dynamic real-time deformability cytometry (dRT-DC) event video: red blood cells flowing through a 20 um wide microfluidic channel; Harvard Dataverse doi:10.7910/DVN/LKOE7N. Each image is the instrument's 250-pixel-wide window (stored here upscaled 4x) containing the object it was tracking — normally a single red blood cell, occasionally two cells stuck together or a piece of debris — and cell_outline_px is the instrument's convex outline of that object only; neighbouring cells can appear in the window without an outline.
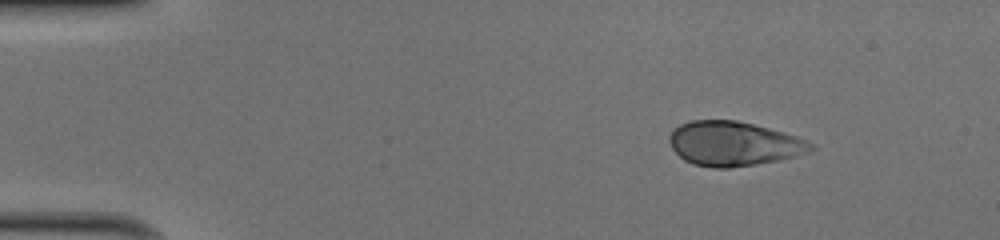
{"species": "human", "species_latin": "Homo sapiens", "temperature_condition": "cold", "stored_images_in_passage": 44, "camera_frame_rate_fps": 3000, "um_per_image_px": 0.085, "donor": {"sex": "male"}, "frame": {"image": 1, "passage_image": 1, "time_ms": 0.0, "image_size_px": [1000, 240], "cell_outline_px": [[816, 148], [808, 152], [776, 160], [756, 164], [728, 168], [712, 168], [692, 164], [684, 160], [672, 148], [668, 140], [668, 136], [672, 128], [680, 124], [692, 120], [736, 120], [784, 132], [796, 136], [812, 144]], "centroid_in_image_um": [62.29, 12.21], "position_along_channel_um": 22.7, "area_um2": 36.47}}
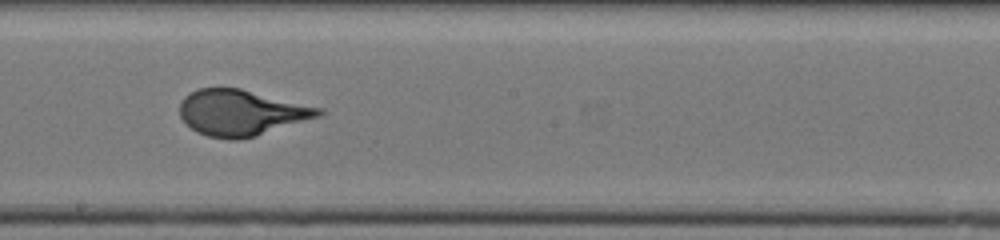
{"frame": {"image": 2, "passage_image": 23, "time_ms": 7.333, "image_size_px": [1000, 240], "cell_outline_px": [[328, 112], [320, 116], [256, 136], [236, 140], [228, 140], [208, 136], [196, 132], [180, 116], [180, 100], [184, 96], [200, 88], [240, 88], [324, 108]], "centroid_in_image_um": [20.54, 9.58], "position_along_channel_um": 227.7, "area_um2": 37.22}}
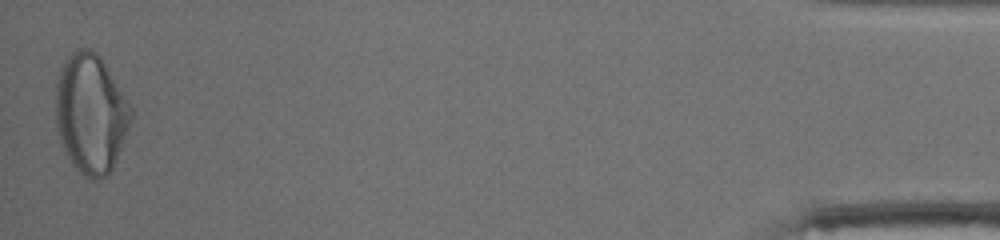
{"frame": {"image": 3, "passage_image": 44, "time_ms": 14.333, "image_size_px": [1000, 240], "cell_outline_px": [[132, 116], [116, 160], [108, 176], [92, 180], [84, 176], [72, 164], [60, 140], [56, 124], [56, 84], [60, 72], [68, 56], [72, 52], [80, 48], [88, 48], [96, 52], [100, 56], [128, 100], [132, 108]], "centroid_in_image_um": [7.72, 9.66], "position_along_channel_um": 427.5, "area_um2": 51.85}, "authors_computed_cell_mechanics": {"area_um2": 36.7897, "velocity_mm_per_s": 4.072, "shape_relaxation_time_tau1_ms": 5.8015, "shape_relaxation_time_tau2_ms": null, "deformation_change_tau1": 0.2425, "deformation_change_tau2": null}}